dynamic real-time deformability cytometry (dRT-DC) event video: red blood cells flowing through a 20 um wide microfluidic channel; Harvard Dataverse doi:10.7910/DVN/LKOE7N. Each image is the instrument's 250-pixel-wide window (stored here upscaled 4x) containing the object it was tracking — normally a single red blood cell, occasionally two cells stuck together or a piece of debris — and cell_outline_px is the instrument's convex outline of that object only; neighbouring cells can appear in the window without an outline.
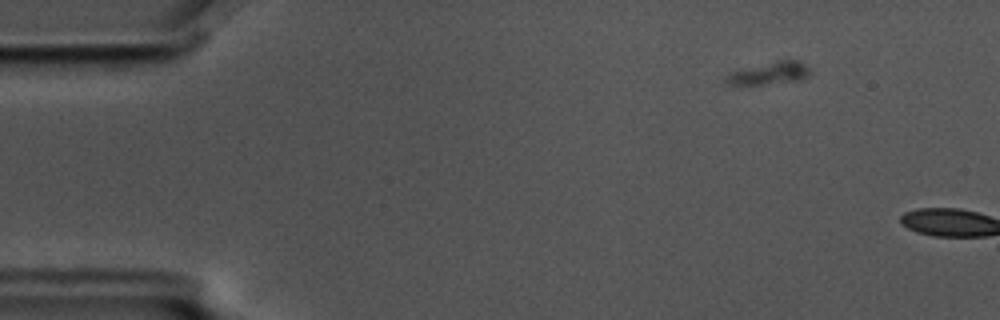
{"species": "common noctule bat (a hibernating species)", "species_latin": "Nyctalus noctula", "temperature_condition": "cold", "stored_images_in_passage": 2, "camera_frame_rate_fps": 3000, "um_per_image_px": 0.085, "animal": {"sex": "male", "body_mass_g": 17.5, "forearm_length_mm": 52.3}, "frame": {"image": 1, "passage_image": 1, "time_ms": 0.0, "image_size_px": [1000, 320], "cell_outline_px": [[812, 72], [808, 76], [800, 80], [764, 84], [728, 84], [724, 80], [732, 72], [776, 60], [800, 60]], "centroid_in_image_um": [65.47, 6.21], "position_along_channel_um": 19.5, "area_um2": 10.69}}